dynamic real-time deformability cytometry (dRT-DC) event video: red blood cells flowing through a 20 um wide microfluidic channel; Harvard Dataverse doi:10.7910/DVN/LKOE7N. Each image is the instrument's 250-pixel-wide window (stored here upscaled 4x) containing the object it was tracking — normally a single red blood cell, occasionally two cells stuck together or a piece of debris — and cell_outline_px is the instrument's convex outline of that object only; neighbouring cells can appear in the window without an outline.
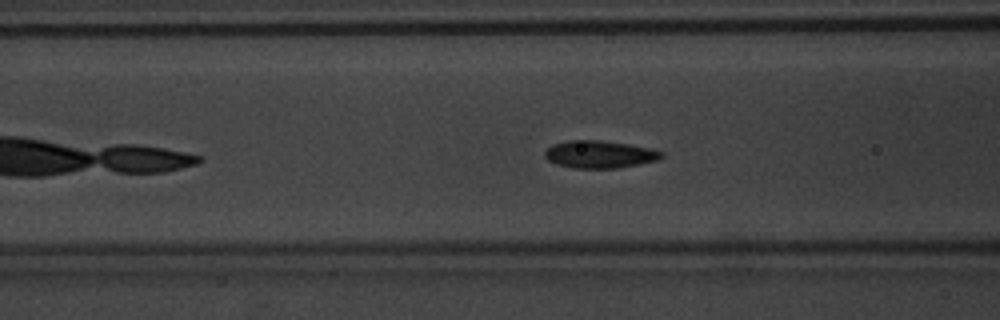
{"species": "common noctule bat (a hibernating species)", "species_latin": "Nyctalus noctula", "temperature_condition": "warm", "stored_images_in_passage": 43, "camera_frame_rate_fps": 3000, "um_per_image_px": 0.085, "animal": {"sex": "male", "body_mass_g": 20.1, "forearm_length_mm": 53.5}, "frame": {"image": 1, "passage_image": 10, "time_ms": 3.0, "image_size_px": [1000, 320], "cell_outline_px": [[664, 156], [660, 160], [640, 164], [616, 168], [572, 168], [556, 164], [548, 160], [544, 156], [544, 152], [552, 144], [564, 140], [600, 140], [628, 144], [648, 148], [664, 152]], "centroid_in_image_um": [50.96, 13.12], "position_along_channel_um": 115.6, "area_um2": 18.84}}
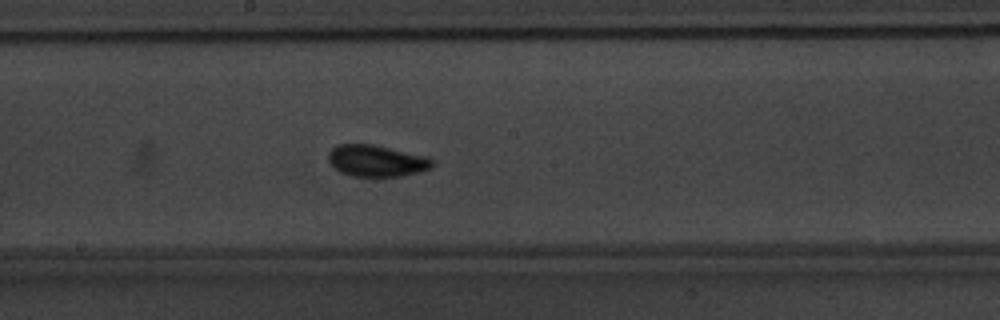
{"frame": {"image": 2, "passage_image": 18, "time_ms": 5.667, "image_size_px": [1000, 320], "cell_outline_px": [[436, 164], [432, 168], [420, 172], [400, 176], [352, 176], [340, 172], [328, 160], [328, 152], [336, 144], [372, 144], [428, 156], [436, 160]], "centroid_in_image_um": [32.06, 13.66], "position_along_channel_um": 216.1, "area_um2": 19.36}}
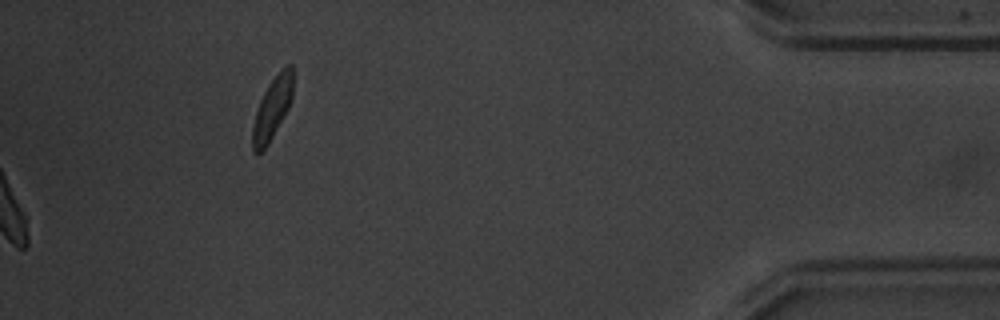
{"frame": {"image": 3, "passage_image": 43, "time_ms": 14.0, "image_size_px": [1000, 320], "cell_outline_px": [[292, 100], [288, 108], [268, 144], [256, 156], [252, 152], [252, 128], [256, 112], [260, 100], [268, 84], [288, 64], [292, 64]], "centroid_in_image_um": [23.12, 9.27], "position_along_channel_um": 412.1, "area_um2": 14.28}, "authors_computed_cell_mechanics": {"area_um2": 17.9758, "velocity_mm_per_s": 3.7649, "shape_relaxation_time_tau1_ms": 2.0611, "shape_relaxation_time_tau2_ms": 1.304, "deformation_change_tau1": 0.1129, "deformation_change_tau2": 0.0489}}